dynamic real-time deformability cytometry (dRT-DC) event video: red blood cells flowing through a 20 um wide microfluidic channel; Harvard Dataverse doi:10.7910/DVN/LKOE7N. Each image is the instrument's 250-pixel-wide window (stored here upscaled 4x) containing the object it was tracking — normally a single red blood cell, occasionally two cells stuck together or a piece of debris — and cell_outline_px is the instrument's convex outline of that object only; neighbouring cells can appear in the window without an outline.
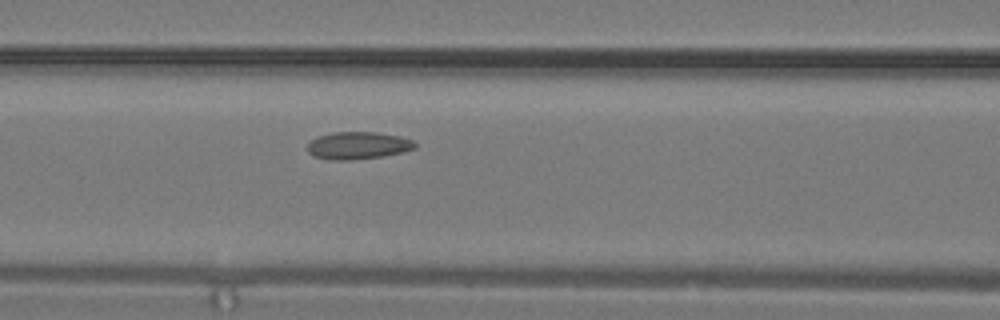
{"species": "common noctule bat (a hibernating species)", "species_latin": "Nyctalus noctula", "temperature_condition": "warm", "stored_images_in_passage": 3, "camera_frame_rate_fps": 3000, "um_per_image_px": 0.085, "animal": {"sex": "male", "body_mass_g": 19.2, "forearm_length_mm": 51.8}, "frame": {"image": 1, "passage_image": 3, "time_ms": 0.667, "image_size_px": [1000, 320], "cell_outline_px": [[416, 148], [404, 152], [384, 156], [352, 160], [328, 160], [312, 156], [308, 152], [308, 144], [316, 136], [332, 132], [376, 132], [400, 136], [412, 140], [416, 144]], "centroid_in_image_um": [30.42, 12.37], "position_along_channel_um": 136.2, "area_um2": 17.4}}